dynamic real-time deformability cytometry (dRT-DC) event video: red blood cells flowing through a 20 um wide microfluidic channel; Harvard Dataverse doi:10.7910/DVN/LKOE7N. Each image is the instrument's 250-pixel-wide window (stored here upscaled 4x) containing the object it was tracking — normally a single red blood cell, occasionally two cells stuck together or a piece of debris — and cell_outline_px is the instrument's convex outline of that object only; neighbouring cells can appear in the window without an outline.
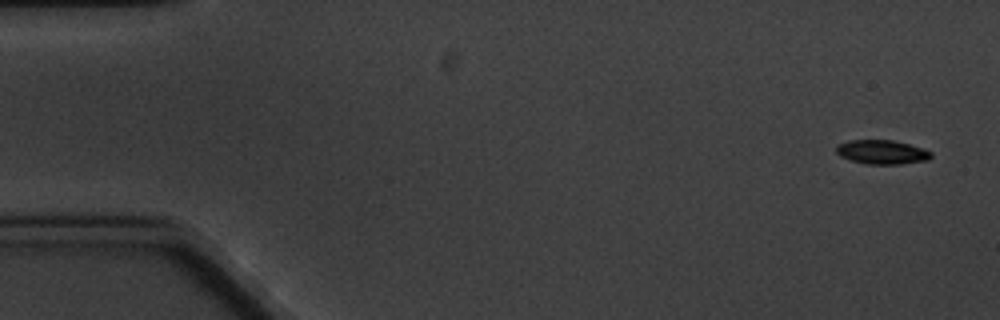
{"species": "common noctule bat (a hibernating species)", "species_latin": "Nyctalus noctula", "temperature_condition": "cold", "stored_images_in_passage": 6, "camera_frame_rate_fps": 3000, "um_per_image_px": 0.085, "animal": {"sex": "male", "body_mass_g": 20.1, "forearm_length_mm": 53.5}, "frame": {"image": 1, "passage_image": 1, "time_ms": 0.0, "image_size_px": [1000, 320], "cell_outline_px": [[932, 156], [928, 160], [900, 164], [864, 164], [840, 156], [836, 152], [836, 148], [840, 144], [848, 140], [892, 140], [908, 144], [932, 152]], "centroid_in_image_um": [74.96, 12.93], "position_along_channel_um": 10.0, "area_um2": 13.18}}
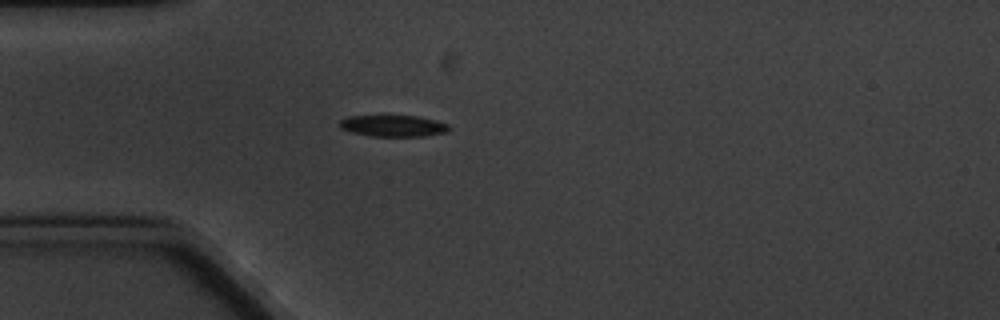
{"frame": {"image": 2, "passage_image": 5, "time_ms": 4.667, "image_size_px": [1000, 320], "cell_outline_px": [[448, 128], [444, 132], [424, 136], [372, 136], [352, 132], [340, 128], [340, 120], [348, 116], [416, 116], [436, 120], [448, 124]], "centroid_in_image_um": [33.39, 10.69], "position_along_channel_um": 51.6, "area_um2": 13.41}}